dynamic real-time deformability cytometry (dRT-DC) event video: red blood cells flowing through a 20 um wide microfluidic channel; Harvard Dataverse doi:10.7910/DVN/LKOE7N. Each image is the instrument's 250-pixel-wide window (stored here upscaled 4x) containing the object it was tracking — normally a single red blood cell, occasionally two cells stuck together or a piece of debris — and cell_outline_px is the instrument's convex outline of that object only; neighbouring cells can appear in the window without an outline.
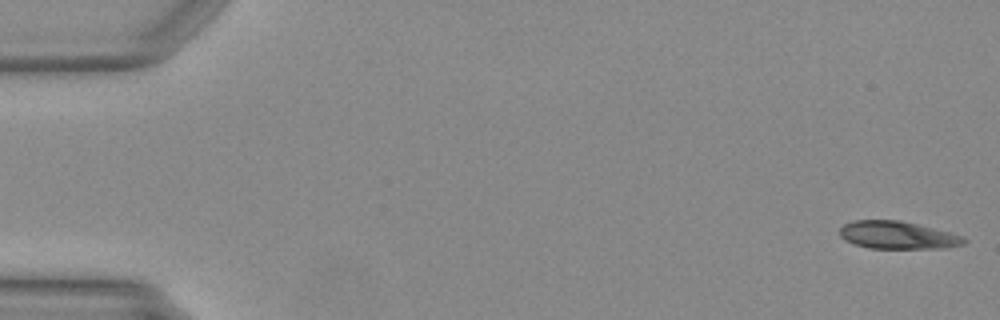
{"species": "Egyptian fruit bat (a non-hibernating species)", "species_latin": "Rousettus aegyptiacus", "temperature_condition": "warm", "stored_images_in_passage": 49, "camera_frame_rate_fps": 3000, "um_per_image_px": 0.085, "animal": {"sex": "female"}, "frame": {"image": 1, "passage_image": 1, "time_ms": 0.0, "image_size_px": [1000, 320], "cell_outline_px": [[968, 240], [964, 244], [944, 248], [868, 248], [844, 240], [840, 236], [840, 228], [844, 224], [852, 220], [900, 220], [948, 232], [960, 236]], "centroid_in_image_um": [76.25, 19.98], "position_along_channel_um": 8.7, "area_um2": 19.83}}
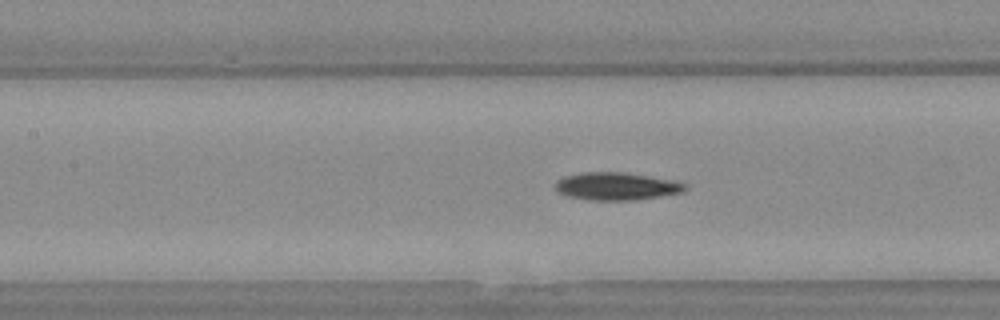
{"frame": {"image": 2, "passage_image": 22, "time_ms": 7.0, "image_size_px": [1000, 320], "cell_outline_px": [[688, 188], [684, 192], [628, 200], [592, 200], [568, 196], [560, 192], [556, 188], [556, 180], [564, 176], [580, 172], [624, 172], [676, 180], [684, 184]], "centroid_in_image_um": [52.4, 15.81], "position_along_channel_um": 155.0, "area_um2": 20.75}}
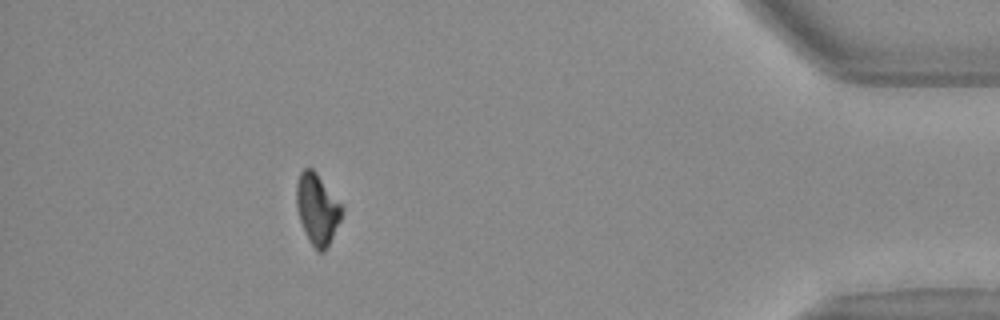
{"frame": {"image": 3, "passage_image": 44, "time_ms": 14.333, "image_size_px": [1000, 320], "cell_outline_px": [[344, 208], [340, 220], [324, 252], [320, 252], [312, 244], [300, 220], [296, 204], [296, 184], [300, 172], [304, 168], [312, 168], [316, 172]], "centroid_in_image_um": [26.96, 17.72], "position_along_channel_um": 408.2, "area_um2": 18.21}}